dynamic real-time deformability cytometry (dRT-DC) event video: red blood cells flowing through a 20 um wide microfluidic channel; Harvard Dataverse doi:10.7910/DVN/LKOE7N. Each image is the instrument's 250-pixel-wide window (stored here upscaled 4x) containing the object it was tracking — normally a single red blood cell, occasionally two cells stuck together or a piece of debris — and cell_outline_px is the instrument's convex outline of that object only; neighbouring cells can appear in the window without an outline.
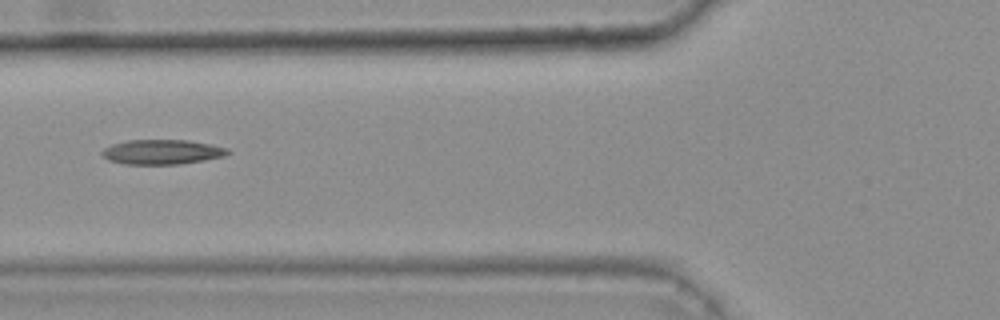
{"species": "common noctule bat (a hibernating species)", "species_latin": "Nyctalus noctula", "temperature_condition": "warm", "stored_images_in_passage": 33, "camera_frame_rate_fps": 3000, "um_per_image_px": 0.085, "animal": {"sex": "female", "body_mass_g": 25.1}, "frame": {"image": 1, "passage_image": 6, "time_ms": 1.667, "image_size_px": [1000, 320], "cell_outline_px": [[232, 152], [224, 156], [204, 160], [180, 164], [124, 164], [108, 160], [100, 152], [104, 148], [112, 144], [128, 140], [188, 140], [228, 148]], "centroid_in_image_um": [13.77, 12.91], "position_along_channel_um": 112.0, "area_um2": 18.09}, "authors_computed_cell_mechanics": {"area_um2": 17.5712, "velocity_mm_per_s": 3.7987, "shape_relaxation_time_tau1_ms": 11.1169, "shape_relaxation_time_tau2_ms": 6.2029, "deformation_change_tau1": 0.2458, "deformation_change_tau2": 0.1754}}